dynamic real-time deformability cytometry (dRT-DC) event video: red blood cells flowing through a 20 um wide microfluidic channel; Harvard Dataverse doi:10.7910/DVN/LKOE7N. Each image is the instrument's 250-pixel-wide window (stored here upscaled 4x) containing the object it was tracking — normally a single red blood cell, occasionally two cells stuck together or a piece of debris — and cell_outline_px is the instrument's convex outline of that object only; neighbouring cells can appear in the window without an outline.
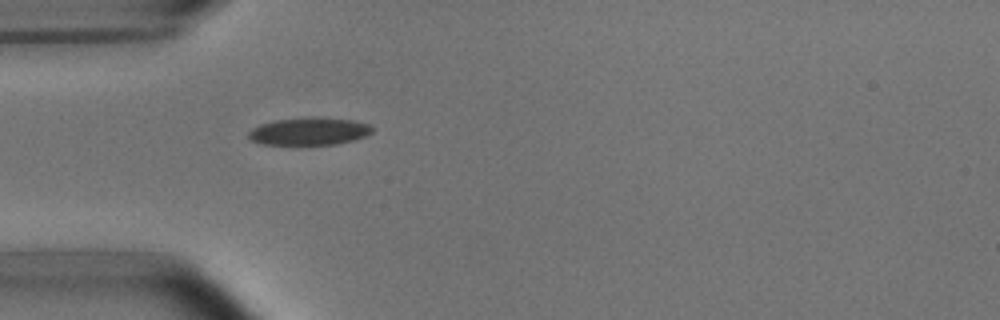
{"species": "common noctule bat (a hibernating species)", "species_latin": "Nyctalus noctula", "temperature_condition": "room temperature", "stored_images_in_passage": 1, "camera_frame_rate_fps": 3000, "um_per_image_px": 0.085, "animal": {"sex": "male", "body_mass_g": 15.6}, "frame": {"image": 1, "passage_image": 1, "time_ms": 0.0, "image_size_px": [1000, 320], "cell_outline_px": [[376, 128], [372, 132], [364, 136], [352, 140], [336, 144], [260, 144], [248, 140], [248, 132], [252, 128], [260, 124], [276, 120], [312, 116], [352, 120], [368, 124]], "centroid_in_image_um": [26.25, 11.15], "position_along_channel_um": 58.7, "area_um2": 19.94}}